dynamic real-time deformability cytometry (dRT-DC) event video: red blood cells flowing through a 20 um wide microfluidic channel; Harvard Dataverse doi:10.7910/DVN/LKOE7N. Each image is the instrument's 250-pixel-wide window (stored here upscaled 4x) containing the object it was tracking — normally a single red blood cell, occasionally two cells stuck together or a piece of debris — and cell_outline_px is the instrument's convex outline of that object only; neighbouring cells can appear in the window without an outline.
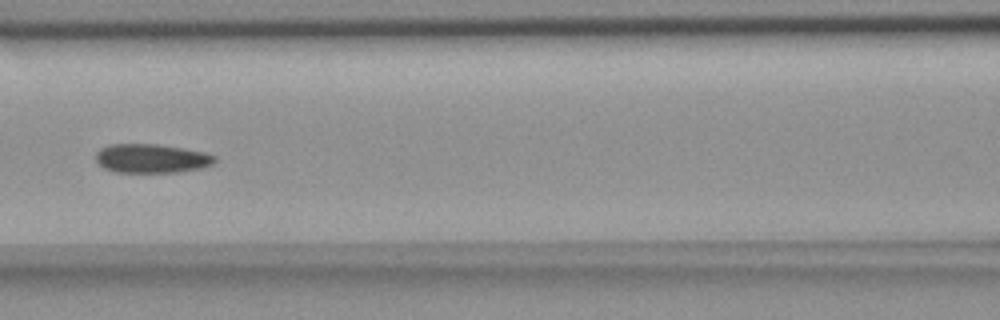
{"species": "common noctule bat (a hibernating species)", "species_latin": "Nyctalus noctula", "temperature_condition": "room temperature", "stored_images_in_passage": 8, "camera_frame_rate_fps": 3000, "um_per_image_px": 0.085, "animal": {"sex": "female", "body_mass_g": 18.4}, "frame": {"image": 1, "passage_image": 8, "time_ms": 8.0, "image_size_px": [1000, 320], "cell_outline_px": [[216, 160], [212, 164], [204, 168], [180, 172], [116, 172], [104, 168], [96, 160], [96, 152], [100, 148], [108, 144], [156, 144], [184, 148], [204, 152], [216, 156]], "centroid_in_image_um": [12.9, 13.46], "position_along_channel_um": 153.7, "area_um2": 20.23}}